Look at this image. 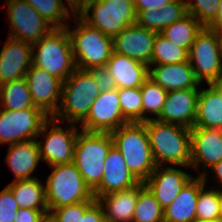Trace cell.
<instances>
[{"label": "cell", "mask_w": 222, "mask_h": 222, "mask_svg": "<svg viewBox=\"0 0 222 222\" xmlns=\"http://www.w3.org/2000/svg\"><path fill=\"white\" fill-rule=\"evenodd\" d=\"M114 146L139 182H145L157 167L143 122L127 123L112 131Z\"/></svg>", "instance_id": "7a4b0ae2"}, {"label": "cell", "mask_w": 222, "mask_h": 222, "mask_svg": "<svg viewBox=\"0 0 222 222\" xmlns=\"http://www.w3.org/2000/svg\"><path fill=\"white\" fill-rule=\"evenodd\" d=\"M48 118L49 116L37 107L19 111L0 109V144L13 145L37 139Z\"/></svg>", "instance_id": "30bf717a"}, {"label": "cell", "mask_w": 222, "mask_h": 222, "mask_svg": "<svg viewBox=\"0 0 222 222\" xmlns=\"http://www.w3.org/2000/svg\"><path fill=\"white\" fill-rule=\"evenodd\" d=\"M41 222H55L52 217L48 214L44 217V219Z\"/></svg>", "instance_id": "816d5d0a"}, {"label": "cell", "mask_w": 222, "mask_h": 222, "mask_svg": "<svg viewBox=\"0 0 222 222\" xmlns=\"http://www.w3.org/2000/svg\"><path fill=\"white\" fill-rule=\"evenodd\" d=\"M149 78L159 84L165 91L197 88V80L189 61L177 64L155 65L149 67Z\"/></svg>", "instance_id": "603a6c76"}, {"label": "cell", "mask_w": 222, "mask_h": 222, "mask_svg": "<svg viewBox=\"0 0 222 222\" xmlns=\"http://www.w3.org/2000/svg\"><path fill=\"white\" fill-rule=\"evenodd\" d=\"M7 187L11 190L19 208L49 210L45 186L37 178L13 180Z\"/></svg>", "instance_id": "4316f807"}, {"label": "cell", "mask_w": 222, "mask_h": 222, "mask_svg": "<svg viewBox=\"0 0 222 222\" xmlns=\"http://www.w3.org/2000/svg\"><path fill=\"white\" fill-rule=\"evenodd\" d=\"M89 1L90 0H66L74 17H79L83 14Z\"/></svg>", "instance_id": "f6af8a7d"}, {"label": "cell", "mask_w": 222, "mask_h": 222, "mask_svg": "<svg viewBox=\"0 0 222 222\" xmlns=\"http://www.w3.org/2000/svg\"><path fill=\"white\" fill-rule=\"evenodd\" d=\"M19 206L11 190L6 187L0 192V222H14Z\"/></svg>", "instance_id": "f35d334b"}, {"label": "cell", "mask_w": 222, "mask_h": 222, "mask_svg": "<svg viewBox=\"0 0 222 222\" xmlns=\"http://www.w3.org/2000/svg\"><path fill=\"white\" fill-rule=\"evenodd\" d=\"M36 9L39 14L52 25L53 28H66L68 25L62 22L71 19L70 11L62 0H24Z\"/></svg>", "instance_id": "1f68e13d"}, {"label": "cell", "mask_w": 222, "mask_h": 222, "mask_svg": "<svg viewBox=\"0 0 222 222\" xmlns=\"http://www.w3.org/2000/svg\"><path fill=\"white\" fill-rule=\"evenodd\" d=\"M104 165L100 185L93 191L96 200L103 195L130 189L140 183L130 172L121 152L114 145L109 150Z\"/></svg>", "instance_id": "e0dca14e"}, {"label": "cell", "mask_w": 222, "mask_h": 222, "mask_svg": "<svg viewBox=\"0 0 222 222\" xmlns=\"http://www.w3.org/2000/svg\"><path fill=\"white\" fill-rule=\"evenodd\" d=\"M35 107L50 118L57 113L58 99L62 98L63 81L32 64L25 77Z\"/></svg>", "instance_id": "5bb4252c"}, {"label": "cell", "mask_w": 222, "mask_h": 222, "mask_svg": "<svg viewBox=\"0 0 222 222\" xmlns=\"http://www.w3.org/2000/svg\"><path fill=\"white\" fill-rule=\"evenodd\" d=\"M141 95L143 100L142 122L150 119V117L144 116L147 112L153 113L158 117L163 109L167 91L148 77L141 86Z\"/></svg>", "instance_id": "d6a6232c"}, {"label": "cell", "mask_w": 222, "mask_h": 222, "mask_svg": "<svg viewBox=\"0 0 222 222\" xmlns=\"http://www.w3.org/2000/svg\"><path fill=\"white\" fill-rule=\"evenodd\" d=\"M211 168L214 171V173L217 174L218 177L217 179H219V181L222 183V161L216 163Z\"/></svg>", "instance_id": "7dc6e473"}, {"label": "cell", "mask_w": 222, "mask_h": 222, "mask_svg": "<svg viewBox=\"0 0 222 222\" xmlns=\"http://www.w3.org/2000/svg\"><path fill=\"white\" fill-rule=\"evenodd\" d=\"M99 94L100 89L95 83L93 74L89 70L77 68L63 82L60 106L53 118L57 121L65 118L67 124L82 122Z\"/></svg>", "instance_id": "5b68a950"}, {"label": "cell", "mask_w": 222, "mask_h": 222, "mask_svg": "<svg viewBox=\"0 0 222 222\" xmlns=\"http://www.w3.org/2000/svg\"><path fill=\"white\" fill-rule=\"evenodd\" d=\"M6 162L15 180L33 179L30 177L41 159L37 139L9 145Z\"/></svg>", "instance_id": "d4e9b609"}, {"label": "cell", "mask_w": 222, "mask_h": 222, "mask_svg": "<svg viewBox=\"0 0 222 222\" xmlns=\"http://www.w3.org/2000/svg\"><path fill=\"white\" fill-rule=\"evenodd\" d=\"M136 23L143 28L161 33V12L158 8L153 10H136Z\"/></svg>", "instance_id": "ab89813d"}, {"label": "cell", "mask_w": 222, "mask_h": 222, "mask_svg": "<svg viewBox=\"0 0 222 222\" xmlns=\"http://www.w3.org/2000/svg\"><path fill=\"white\" fill-rule=\"evenodd\" d=\"M220 37H221V41H222V29L219 31Z\"/></svg>", "instance_id": "db71d44e"}, {"label": "cell", "mask_w": 222, "mask_h": 222, "mask_svg": "<svg viewBox=\"0 0 222 222\" xmlns=\"http://www.w3.org/2000/svg\"><path fill=\"white\" fill-rule=\"evenodd\" d=\"M211 85L219 92L222 97V83L219 80H216L212 82Z\"/></svg>", "instance_id": "c3c4849f"}, {"label": "cell", "mask_w": 222, "mask_h": 222, "mask_svg": "<svg viewBox=\"0 0 222 222\" xmlns=\"http://www.w3.org/2000/svg\"><path fill=\"white\" fill-rule=\"evenodd\" d=\"M56 122L53 117L49 118L39 133V136L46 133L45 143L37 141L42 161H47L50 166L73 163L74 147L78 136V128L75 125L65 131ZM48 125L52 128L47 132Z\"/></svg>", "instance_id": "7c38bea8"}, {"label": "cell", "mask_w": 222, "mask_h": 222, "mask_svg": "<svg viewBox=\"0 0 222 222\" xmlns=\"http://www.w3.org/2000/svg\"><path fill=\"white\" fill-rule=\"evenodd\" d=\"M161 12V32L174 22L184 18L187 12L186 0H174L160 8Z\"/></svg>", "instance_id": "74e56055"}, {"label": "cell", "mask_w": 222, "mask_h": 222, "mask_svg": "<svg viewBox=\"0 0 222 222\" xmlns=\"http://www.w3.org/2000/svg\"><path fill=\"white\" fill-rule=\"evenodd\" d=\"M133 222H164V209L143 182L139 183Z\"/></svg>", "instance_id": "f546056e"}, {"label": "cell", "mask_w": 222, "mask_h": 222, "mask_svg": "<svg viewBox=\"0 0 222 222\" xmlns=\"http://www.w3.org/2000/svg\"><path fill=\"white\" fill-rule=\"evenodd\" d=\"M219 203H220V215L222 220V190H218Z\"/></svg>", "instance_id": "681fc988"}, {"label": "cell", "mask_w": 222, "mask_h": 222, "mask_svg": "<svg viewBox=\"0 0 222 222\" xmlns=\"http://www.w3.org/2000/svg\"><path fill=\"white\" fill-rule=\"evenodd\" d=\"M189 51L175 46L161 33H157L151 56V65L177 64L188 61Z\"/></svg>", "instance_id": "4dcf8cb0"}, {"label": "cell", "mask_w": 222, "mask_h": 222, "mask_svg": "<svg viewBox=\"0 0 222 222\" xmlns=\"http://www.w3.org/2000/svg\"><path fill=\"white\" fill-rule=\"evenodd\" d=\"M32 64L63 82L71 76L77 67L67 28H53L32 44Z\"/></svg>", "instance_id": "3957f363"}, {"label": "cell", "mask_w": 222, "mask_h": 222, "mask_svg": "<svg viewBox=\"0 0 222 222\" xmlns=\"http://www.w3.org/2000/svg\"><path fill=\"white\" fill-rule=\"evenodd\" d=\"M219 131H220V134H221V136H222V127H221V128H219Z\"/></svg>", "instance_id": "11a10c76"}, {"label": "cell", "mask_w": 222, "mask_h": 222, "mask_svg": "<svg viewBox=\"0 0 222 222\" xmlns=\"http://www.w3.org/2000/svg\"><path fill=\"white\" fill-rule=\"evenodd\" d=\"M188 61L200 83L203 79L208 85L218 80L222 70V41L219 32L204 27L189 49Z\"/></svg>", "instance_id": "9c48e42d"}, {"label": "cell", "mask_w": 222, "mask_h": 222, "mask_svg": "<svg viewBox=\"0 0 222 222\" xmlns=\"http://www.w3.org/2000/svg\"><path fill=\"white\" fill-rule=\"evenodd\" d=\"M174 0H134L136 10H153L162 8Z\"/></svg>", "instance_id": "ee69618b"}, {"label": "cell", "mask_w": 222, "mask_h": 222, "mask_svg": "<svg viewBox=\"0 0 222 222\" xmlns=\"http://www.w3.org/2000/svg\"><path fill=\"white\" fill-rule=\"evenodd\" d=\"M206 172L192 178L174 201L164 210V222H191L196 219V207L200 189L205 185Z\"/></svg>", "instance_id": "44dd1931"}, {"label": "cell", "mask_w": 222, "mask_h": 222, "mask_svg": "<svg viewBox=\"0 0 222 222\" xmlns=\"http://www.w3.org/2000/svg\"><path fill=\"white\" fill-rule=\"evenodd\" d=\"M138 195L139 184L99 197L97 200L103 208L105 222H133Z\"/></svg>", "instance_id": "cb8c5ba5"}, {"label": "cell", "mask_w": 222, "mask_h": 222, "mask_svg": "<svg viewBox=\"0 0 222 222\" xmlns=\"http://www.w3.org/2000/svg\"><path fill=\"white\" fill-rule=\"evenodd\" d=\"M194 127H222V97L211 84L208 89L199 91Z\"/></svg>", "instance_id": "484cf974"}, {"label": "cell", "mask_w": 222, "mask_h": 222, "mask_svg": "<svg viewBox=\"0 0 222 222\" xmlns=\"http://www.w3.org/2000/svg\"><path fill=\"white\" fill-rule=\"evenodd\" d=\"M222 161V136L219 129L191 128V162L190 166L204 170Z\"/></svg>", "instance_id": "ffe728a7"}, {"label": "cell", "mask_w": 222, "mask_h": 222, "mask_svg": "<svg viewBox=\"0 0 222 222\" xmlns=\"http://www.w3.org/2000/svg\"><path fill=\"white\" fill-rule=\"evenodd\" d=\"M188 0L186 1L187 12L198 20L204 27H210L218 15L220 0Z\"/></svg>", "instance_id": "d590c367"}, {"label": "cell", "mask_w": 222, "mask_h": 222, "mask_svg": "<svg viewBox=\"0 0 222 222\" xmlns=\"http://www.w3.org/2000/svg\"><path fill=\"white\" fill-rule=\"evenodd\" d=\"M205 185L200 189L197 207L196 219L215 220L221 219L220 203L218 189L205 190Z\"/></svg>", "instance_id": "e575fe53"}, {"label": "cell", "mask_w": 222, "mask_h": 222, "mask_svg": "<svg viewBox=\"0 0 222 222\" xmlns=\"http://www.w3.org/2000/svg\"><path fill=\"white\" fill-rule=\"evenodd\" d=\"M0 103L3 109L19 111L35 107L25 78L0 85Z\"/></svg>", "instance_id": "83f0119b"}, {"label": "cell", "mask_w": 222, "mask_h": 222, "mask_svg": "<svg viewBox=\"0 0 222 222\" xmlns=\"http://www.w3.org/2000/svg\"><path fill=\"white\" fill-rule=\"evenodd\" d=\"M127 123L121 111L118 88H115L100 92L94 99L87 117L81 122V130L111 133Z\"/></svg>", "instance_id": "4fadbf2b"}, {"label": "cell", "mask_w": 222, "mask_h": 222, "mask_svg": "<svg viewBox=\"0 0 222 222\" xmlns=\"http://www.w3.org/2000/svg\"><path fill=\"white\" fill-rule=\"evenodd\" d=\"M49 210L22 209L17 211L14 222H41Z\"/></svg>", "instance_id": "b9f144b4"}, {"label": "cell", "mask_w": 222, "mask_h": 222, "mask_svg": "<svg viewBox=\"0 0 222 222\" xmlns=\"http://www.w3.org/2000/svg\"><path fill=\"white\" fill-rule=\"evenodd\" d=\"M157 32L137 23L125 27L113 38V52L151 65V56Z\"/></svg>", "instance_id": "9a60e30c"}, {"label": "cell", "mask_w": 222, "mask_h": 222, "mask_svg": "<svg viewBox=\"0 0 222 222\" xmlns=\"http://www.w3.org/2000/svg\"><path fill=\"white\" fill-rule=\"evenodd\" d=\"M9 37L30 44L40 41L53 27L24 0H7Z\"/></svg>", "instance_id": "8fae6325"}, {"label": "cell", "mask_w": 222, "mask_h": 222, "mask_svg": "<svg viewBox=\"0 0 222 222\" xmlns=\"http://www.w3.org/2000/svg\"><path fill=\"white\" fill-rule=\"evenodd\" d=\"M191 222H222L221 219H215V220H200V219H194L193 221Z\"/></svg>", "instance_id": "f907efd6"}, {"label": "cell", "mask_w": 222, "mask_h": 222, "mask_svg": "<svg viewBox=\"0 0 222 222\" xmlns=\"http://www.w3.org/2000/svg\"><path fill=\"white\" fill-rule=\"evenodd\" d=\"M79 17L90 27L114 38L125 27L136 23L137 11L134 0H90Z\"/></svg>", "instance_id": "ba28073f"}, {"label": "cell", "mask_w": 222, "mask_h": 222, "mask_svg": "<svg viewBox=\"0 0 222 222\" xmlns=\"http://www.w3.org/2000/svg\"><path fill=\"white\" fill-rule=\"evenodd\" d=\"M209 28L217 32L222 29V0L219 1L217 18Z\"/></svg>", "instance_id": "bcb514c9"}, {"label": "cell", "mask_w": 222, "mask_h": 222, "mask_svg": "<svg viewBox=\"0 0 222 222\" xmlns=\"http://www.w3.org/2000/svg\"><path fill=\"white\" fill-rule=\"evenodd\" d=\"M113 145L114 141L110 133L83 130L78 133L74 147L73 164L92 192L100 185L105 159Z\"/></svg>", "instance_id": "277c9868"}, {"label": "cell", "mask_w": 222, "mask_h": 222, "mask_svg": "<svg viewBox=\"0 0 222 222\" xmlns=\"http://www.w3.org/2000/svg\"><path fill=\"white\" fill-rule=\"evenodd\" d=\"M45 192L48 209L59 208L84 201H95L93 192L86 185L81 173L73 164L51 166Z\"/></svg>", "instance_id": "8992f818"}, {"label": "cell", "mask_w": 222, "mask_h": 222, "mask_svg": "<svg viewBox=\"0 0 222 222\" xmlns=\"http://www.w3.org/2000/svg\"><path fill=\"white\" fill-rule=\"evenodd\" d=\"M89 71L93 74L95 83L99 87L100 92H105L117 88L115 80L109 73L106 65L94 67Z\"/></svg>", "instance_id": "60d3db41"}, {"label": "cell", "mask_w": 222, "mask_h": 222, "mask_svg": "<svg viewBox=\"0 0 222 222\" xmlns=\"http://www.w3.org/2000/svg\"><path fill=\"white\" fill-rule=\"evenodd\" d=\"M76 29L70 31L68 26L75 64L78 69L90 70L105 66L113 53V38L90 27L80 17H75Z\"/></svg>", "instance_id": "52a82bcc"}, {"label": "cell", "mask_w": 222, "mask_h": 222, "mask_svg": "<svg viewBox=\"0 0 222 222\" xmlns=\"http://www.w3.org/2000/svg\"><path fill=\"white\" fill-rule=\"evenodd\" d=\"M94 201H84L49 210V215L55 222H81L85 210ZM50 211H52L50 213Z\"/></svg>", "instance_id": "8d00e7d4"}, {"label": "cell", "mask_w": 222, "mask_h": 222, "mask_svg": "<svg viewBox=\"0 0 222 222\" xmlns=\"http://www.w3.org/2000/svg\"><path fill=\"white\" fill-rule=\"evenodd\" d=\"M204 26L193 16L187 14L184 18L168 25L161 34L175 46L186 48L188 51L196 36Z\"/></svg>", "instance_id": "f1b7e54d"}, {"label": "cell", "mask_w": 222, "mask_h": 222, "mask_svg": "<svg viewBox=\"0 0 222 222\" xmlns=\"http://www.w3.org/2000/svg\"><path fill=\"white\" fill-rule=\"evenodd\" d=\"M123 117L129 123L142 122L141 87L118 89Z\"/></svg>", "instance_id": "836d02e7"}, {"label": "cell", "mask_w": 222, "mask_h": 222, "mask_svg": "<svg viewBox=\"0 0 222 222\" xmlns=\"http://www.w3.org/2000/svg\"><path fill=\"white\" fill-rule=\"evenodd\" d=\"M157 166L170 163L190 167L191 129L150 118L143 122Z\"/></svg>", "instance_id": "6da1fadb"}, {"label": "cell", "mask_w": 222, "mask_h": 222, "mask_svg": "<svg viewBox=\"0 0 222 222\" xmlns=\"http://www.w3.org/2000/svg\"><path fill=\"white\" fill-rule=\"evenodd\" d=\"M81 222H105L104 211L98 200H95L86 210Z\"/></svg>", "instance_id": "7bdbcfd3"}, {"label": "cell", "mask_w": 222, "mask_h": 222, "mask_svg": "<svg viewBox=\"0 0 222 222\" xmlns=\"http://www.w3.org/2000/svg\"><path fill=\"white\" fill-rule=\"evenodd\" d=\"M161 168V170H160ZM193 177L182 170L157 166L144 182L165 210Z\"/></svg>", "instance_id": "d6986e66"}, {"label": "cell", "mask_w": 222, "mask_h": 222, "mask_svg": "<svg viewBox=\"0 0 222 222\" xmlns=\"http://www.w3.org/2000/svg\"><path fill=\"white\" fill-rule=\"evenodd\" d=\"M32 66V44L7 38L0 52V85L25 77Z\"/></svg>", "instance_id": "ac0fdd59"}, {"label": "cell", "mask_w": 222, "mask_h": 222, "mask_svg": "<svg viewBox=\"0 0 222 222\" xmlns=\"http://www.w3.org/2000/svg\"><path fill=\"white\" fill-rule=\"evenodd\" d=\"M106 67L118 89L141 87L149 77V66L116 52L112 53Z\"/></svg>", "instance_id": "7402d4cb"}, {"label": "cell", "mask_w": 222, "mask_h": 222, "mask_svg": "<svg viewBox=\"0 0 222 222\" xmlns=\"http://www.w3.org/2000/svg\"><path fill=\"white\" fill-rule=\"evenodd\" d=\"M198 88L168 91L160 115L156 120L193 128L197 114Z\"/></svg>", "instance_id": "2e32d148"}, {"label": "cell", "mask_w": 222, "mask_h": 222, "mask_svg": "<svg viewBox=\"0 0 222 222\" xmlns=\"http://www.w3.org/2000/svg\"><path fill=\"white\" fill-rule=\"evenodd\" d=\"M218 80L222 83V70H221V72H220V75H219Z\"/></svg>", "instance_id": "f5cc1de1"}]
</instances>
